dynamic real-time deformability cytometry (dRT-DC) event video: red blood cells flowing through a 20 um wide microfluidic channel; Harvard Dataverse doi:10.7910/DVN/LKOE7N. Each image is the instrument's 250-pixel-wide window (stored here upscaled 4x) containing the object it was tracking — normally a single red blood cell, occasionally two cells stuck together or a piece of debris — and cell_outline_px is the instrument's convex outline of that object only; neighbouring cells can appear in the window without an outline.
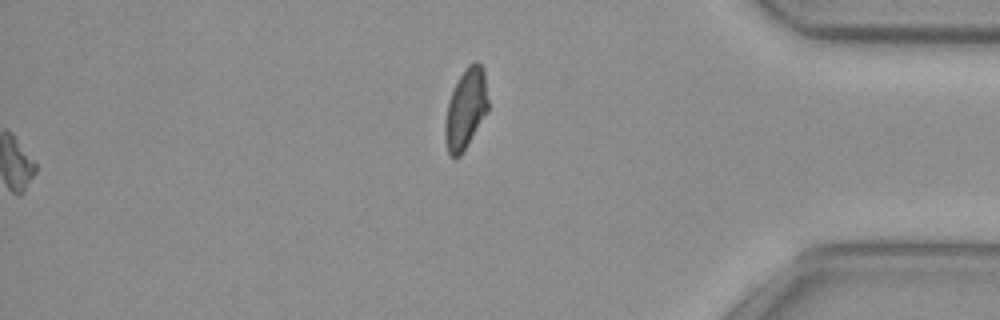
{"species": "common noctule bat (a hibernating species)", "species_latin": "Nyctalus noctula", "temperature_condition": "cold", "stored_images_in_passage": 56, "segment_of_instrument_passage": [2, 2], "camera_frame_rate_fps": 3000, "um_per_image_px": 0.085, "animal": {"sex": "female", "body_mass_g": 29.2, "forearm_length_mm": 56.3}, "frame": {"image": 1, "passage_image": 56, "time_ms": 18.333, "image_size_px": [1000, 320], "cell_outline_px": [[488, 112], [468, 144], [460, 156], [452, 156], [448, 152], [444, 136], [444, 124], [448, 104], [452, 92], [460, 76], [468, 64], [472, 60], [476, 60], [484, 68], [488, 100]], "centroid_in_image_um": [39.61, 9.23], "position_along_channel_um": 395.6, "area_um2": 20.11}}